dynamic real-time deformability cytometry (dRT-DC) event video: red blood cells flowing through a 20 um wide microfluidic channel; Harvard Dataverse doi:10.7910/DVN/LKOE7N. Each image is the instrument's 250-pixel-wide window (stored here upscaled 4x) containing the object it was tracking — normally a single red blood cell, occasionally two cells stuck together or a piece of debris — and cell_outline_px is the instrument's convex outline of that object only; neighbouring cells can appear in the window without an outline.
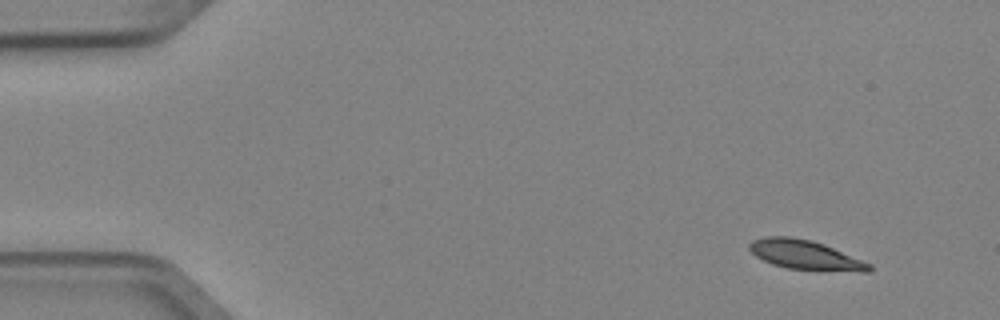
{"species": "Egyptian fruit bat (a non-hibernating species)", "species_latin": "Rousettus aegyptiacus", "temperature_condition": "cold", "stored_images_in_passage": 4, "camera_frame_rate_fps": 3000, "um_per_image_px": 0.085, "animal": {"sex": "female"}, "frame": {"image": 1, "passage_image": 1, "time_ms": 0.0, "image_size_px": [1000, 320], "cell_outline_px": [[872, 268], [868, 272], [860, 272], [788, 268], [772, 264], [756, 256], [748, 248], [748, 244], [752, 240], [764, 236], [788, 236], [812, 240], [824, 244], [872, 264]], "centroid_in_image_um": [68.44, 21.65], "position_along_channel_um": 16.6, "area_um2": 20.46}}
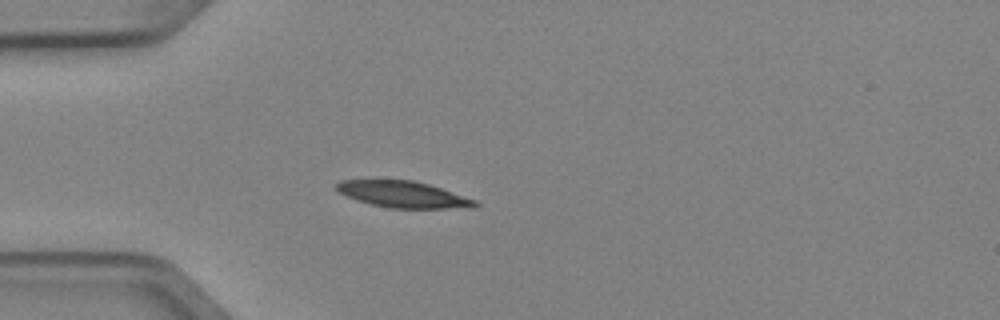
{"frame": {"image": 2, "passage_image": 4, "time_ms": 1.0, "image_size_px": [1000, 320], "cell_outline_px": [[480, 204], [472, 208], [388, 208], [356, 200], [340, 192], [336, 188], [336, 184], [340, 180], [412, 180], [428, 184], [476, 200]], "centroid_in_image_um": [34.29, 16.53], "position_along_channel_um": 50.7, "area_um2": 21.1}}